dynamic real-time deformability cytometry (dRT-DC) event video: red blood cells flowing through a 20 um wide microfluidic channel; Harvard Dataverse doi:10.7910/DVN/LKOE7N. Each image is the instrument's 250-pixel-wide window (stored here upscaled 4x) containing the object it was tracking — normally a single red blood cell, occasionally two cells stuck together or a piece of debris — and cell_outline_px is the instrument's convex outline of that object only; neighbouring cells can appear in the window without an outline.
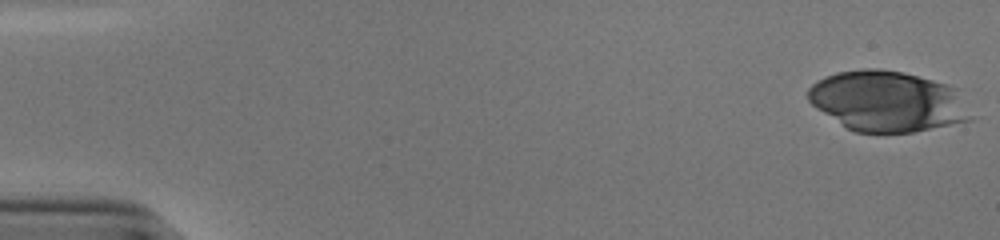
{"species": "human", "species_latin": "Homo sapiens", "temperature_condition": "cold", "stored_images_in_passage": 52, "camera_frame_rate_fps": 3000, "um_per_image_px": 0.085, "donor": {"sex": "male"}, "frame": {"image": 1, "passage_image": 1, "time_ms": 0.0, "image_size_px": [1000, 240], "cell_outline_px": [[968, 120], [912, 132], [856, 132], [848, 128], [812, 104], [808, 100], [808, 88], [812, 84], [836, 72], [864, 68], [876, 68], [904, 72], [932, 80], [956, 88]], "centroid_in_image_um": [75.34, 8.58], "position_along_channel_um": 9.7, "area_um2": 55.83}}